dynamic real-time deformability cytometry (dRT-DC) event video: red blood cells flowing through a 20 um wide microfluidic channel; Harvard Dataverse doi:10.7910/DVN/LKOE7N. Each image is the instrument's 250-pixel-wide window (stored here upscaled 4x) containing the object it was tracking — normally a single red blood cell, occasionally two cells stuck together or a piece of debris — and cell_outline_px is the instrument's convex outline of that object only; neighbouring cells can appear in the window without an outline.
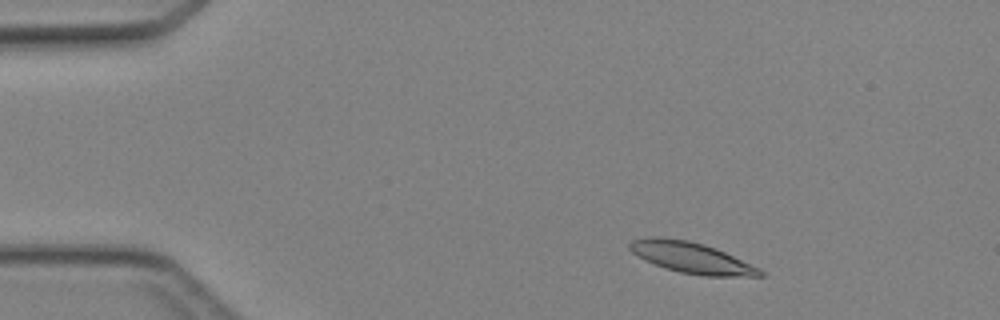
{"species": "Egyptian fruit bat (a non-hibernating species)", "species_latin": "Rousettus aegyptiacus", "temperature_condition": "cold", "stored_images_in_passage": 44, "camera_frame_rate_fps": 3000, "um_per_image_px": 0.085, "animal": {"sex": "female"}, "frame": {"image": 1, "passage_image": 5, "time_ms": 1.333, "image_size_px": [1000, 320], "cell_outline_px": [[764, 276], [704, 276], [680, 272], [664, 268], [644, 260], [632, 252], [628, 248], [628, 244], [632, 240], [648, 236], [660, 236], [688, 240], [704, 244], [716, 248], [760, 268], [764, 272]], "centroid_in_image_um": [58.74, 21.89], "position_along_channel_um": 26.3, "area_um2": 23.7}}
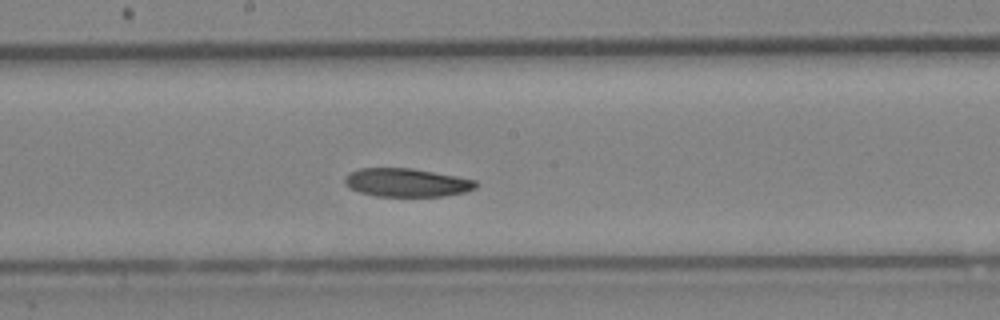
{"frame": {"image": 2, "passage_image": 23, "time_ms": 7.333, "image_size_px": [1000, 320], "cell_outline_px": [[480, 184], [476, 188], [464, 192], [444, 196], [376, 196], [360, 192], [348, 188], [344, 184], [344, 176], [348, 172], [360, 168], [412, 168], [456, 176], [476, 180]], "centroid_in_image_um": [34.54, 15.51], "position_along_channel_um": 213.7, "area_um2": 21.91}}
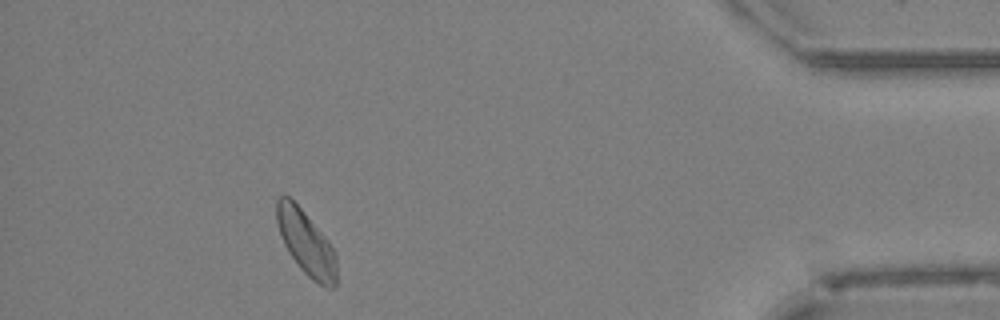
{"frame": {"image": 3, "passage_image": 40, "time_ms": 13.0, "image_size_px": [1000, 320], "cell_outline_px": [[336, 288], [328, 288], [312, 280], [300, 268], [288, 252], [284, 244], [276, 220], [276, 200], [280, 196], [288, 196], [304, 212], [328, 240], [336, 252]], "centroid_in_image_um": [26.03, 20.67], "position_along_channel_um": 409.2, "area_um2": 22.31}}